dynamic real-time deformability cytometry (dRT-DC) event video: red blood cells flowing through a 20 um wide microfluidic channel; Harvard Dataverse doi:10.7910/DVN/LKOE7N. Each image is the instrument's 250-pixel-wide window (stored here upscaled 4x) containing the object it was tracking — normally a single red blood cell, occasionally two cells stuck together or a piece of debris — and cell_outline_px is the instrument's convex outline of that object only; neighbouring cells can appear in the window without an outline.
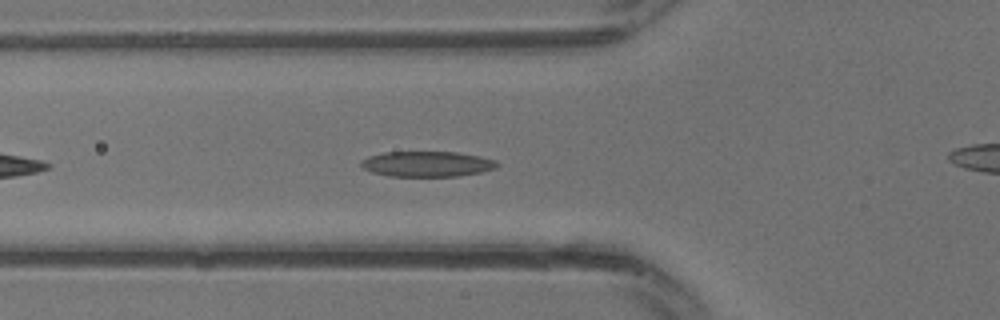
{"species": "common noctule bat (a hibernating species)", "species_latin": "Nyctalus noctula", "temperature_condition": "warm", "stored_images_in_passage": 10, "camera_frame_rate_fps": 3000, "um_per_image_px": 0.085, "animal": {"sex": "male", "body_mass_g": 13.3}, "frame": {"image": 1, "passage_image": 4, "time_ms": 1.0, "image_size_px": [1000, 320], "cell_outline_px": [[500, 164], [496, 168], [480, 172], [460, 176], [388, 176], [372, 172], [364, 168], [360, 164], [360, 160], [368, 156], [384, 152], [456, 152], [480, 156], [496, 160]], "centroid_in_image_um": [36.3, 13.93], "position_along_channel_um": 89.5, "area_um2": 20.23}}
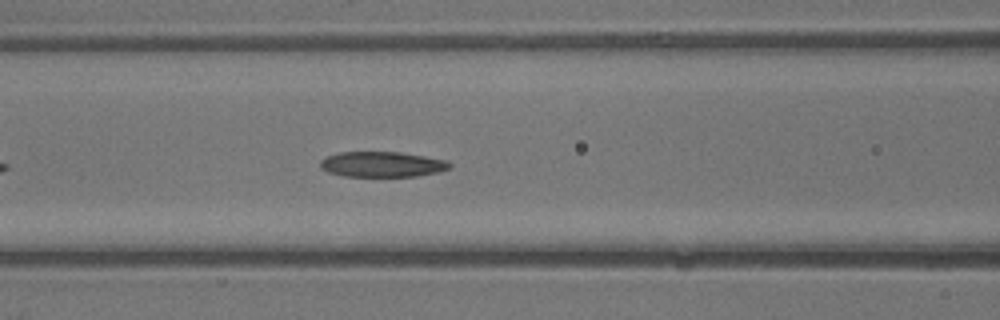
{"frame": {"image": 2, "passage_image": 6, "time_ms": 1.667, "image_size_px": [1000, 320], "cell_outline_px": [[452, 168], [440, 172], [416, 176], [344, 176], [328, 172], [320, 168], [320, 160], [328, 156], [340, 152], [400, 152], [448, 160], [452, 164]], "centroid_in_image_um": [32.52, 13.97], "position_along_channel_um": 134.1, "area_um2": 19.25}}
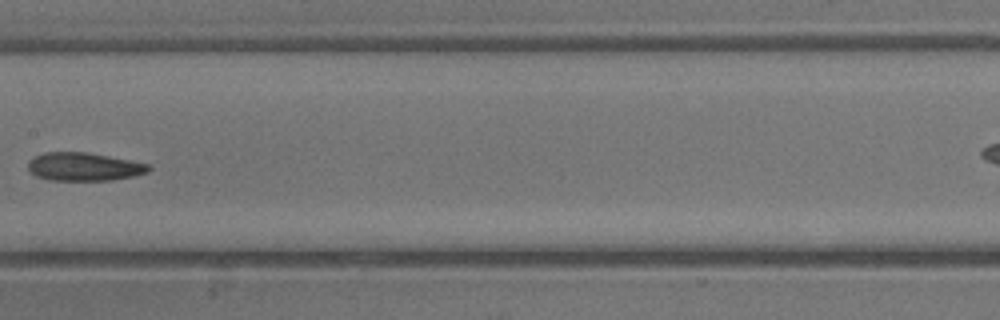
{"frame": {"image": 3, "passage_image": 9, "time_ms": 2.667, "image_size_px": [1000, 320], "cell_outline_px": [[152, 168], [148, 172], [132, 176], [112, 180], [48, 180], [36, 176], [28, 168], [28, 160], [44, 152], [88, 152], [148, 164]], "centroid_in_image_um": [7.12, 14.17], "position_along_channel_um": 200.3, "area_um2": 19.71}}